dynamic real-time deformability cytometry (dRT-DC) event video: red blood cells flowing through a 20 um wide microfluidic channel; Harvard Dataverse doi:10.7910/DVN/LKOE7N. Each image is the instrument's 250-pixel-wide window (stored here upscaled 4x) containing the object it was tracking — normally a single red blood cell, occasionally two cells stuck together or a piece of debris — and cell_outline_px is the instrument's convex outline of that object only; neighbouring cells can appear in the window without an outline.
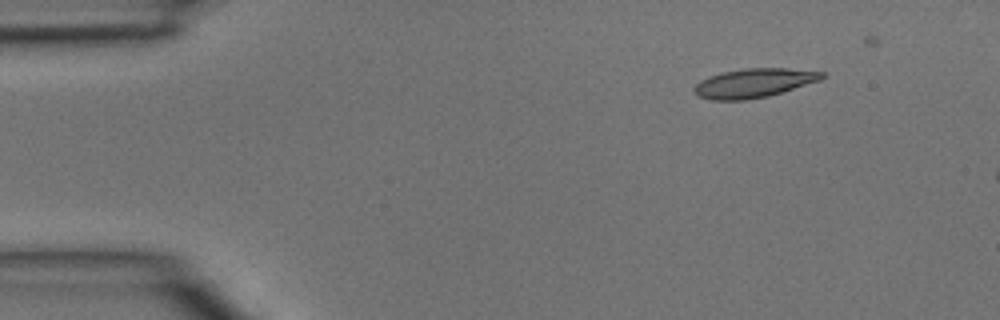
{"species": "common noctule bat (a hibernating species)", "species_latin": "Nyctalus noctula", "temperature_condition": "room temperature", "stored_images_in_passage": 4, "segment_of_instrument_passage": [1, 2], "camera_frame_rate_fps": 3000, "um_per_image_px": 0.085, "animal": {"sex": "male", "body_mass_g": 15.6}, "frame": {"image": 1, "passage_image": 2, "time_ms": 0.333, "image_size_px": [1000, 320], "cell_outline_px": [[824, 76], [820, 80], [768, 96], [744, 100], [712, 100], [696, 96], [692, 88], [700, 80], [708, 76], [720, 72], [744, 68], [788, 68], [824, 72]], "centroid_in_image_um": [64.01, 7.05], "position_along_channel_um": 21.0, "area_um2": 21.68}}